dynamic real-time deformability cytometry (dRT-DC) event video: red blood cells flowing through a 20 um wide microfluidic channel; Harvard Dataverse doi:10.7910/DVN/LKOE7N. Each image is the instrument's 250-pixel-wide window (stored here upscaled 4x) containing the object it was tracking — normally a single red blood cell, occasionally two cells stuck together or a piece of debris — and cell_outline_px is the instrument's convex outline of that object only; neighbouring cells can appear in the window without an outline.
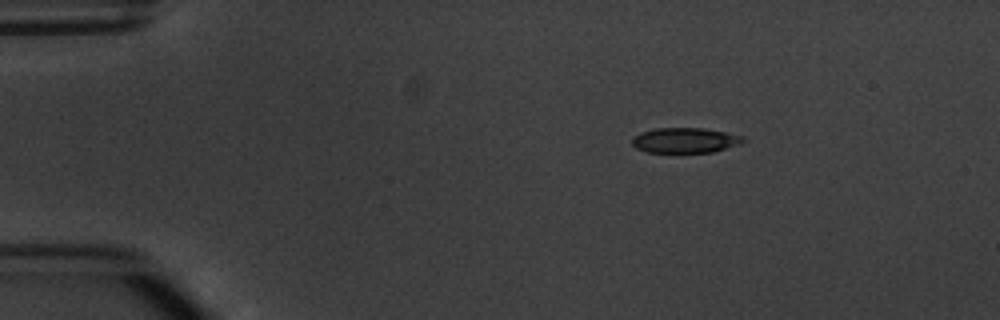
{"species": "common noctule bat (a hibernating species)", "species_latin": "Nyctalus noctula", "temperature_condition": "warm", "stored_images_in_passage": 5, "camera_frame_rate_fps": 3000, "um_per_image_px": 0.085, "animal": {"sex": "male", "body_mass_g": 20.1, "forearm_length_mm": 53.5}, "frame": {"image": 1, "passage_image": 5, "time_ms": 4.667, "image_size_px": [1000, 320], "cell_outline_px": [[748, 140], [740, 144], [712, 152], [648, 152], [636, 148], [632, 144], [632, 136], [640, 132], [652, 128], [704, 128], [724, 132], [740, 136]], "centroid_in_image_um": [58.19, 11.92], "position_along_channel_um": 26.8, "area_um2": 16.3}}